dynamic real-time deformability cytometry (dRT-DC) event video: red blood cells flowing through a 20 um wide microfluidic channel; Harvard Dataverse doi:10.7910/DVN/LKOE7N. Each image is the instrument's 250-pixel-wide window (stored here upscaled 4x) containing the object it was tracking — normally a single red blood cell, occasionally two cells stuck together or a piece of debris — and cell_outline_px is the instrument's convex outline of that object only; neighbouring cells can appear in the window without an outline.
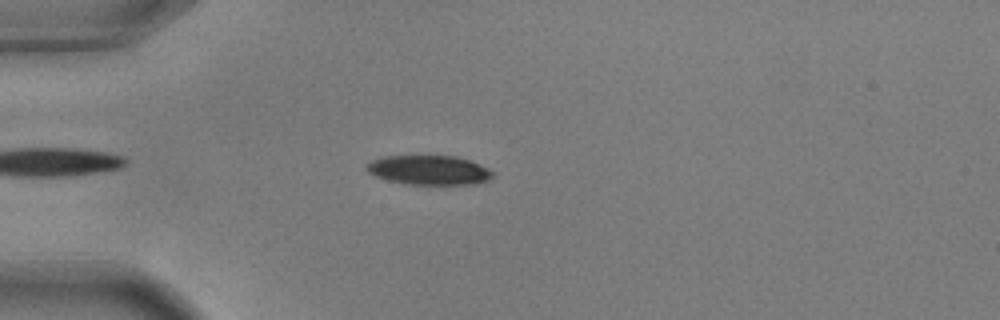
{"species": "common noctule bat (a hibernating species)", "species_latin": "Nyctalus noctula", "temperature_condition": "warm", "stored_images_in_passage": 39, "camera_frame_rate_fps": 3000, "um_per_image_px": 0.085, "animal": {"sex": "male", "body_mass_g": 17.9, "forearm_length_mm": 54.2}, "frame": {"image": 1, "passage_image": 4, "time_ms": 1.0, "image_size_px": [1000, 320], "cell_outline_px": [[496, 176], [492, 180], [476, 184], [404, 184], [388, 180], [376, 176], [368, 172], [364, 168], [364, 164], [372, 160], [384, 156], [456, 156], [480, 164], [488, 168]], "centroid_in_image_um": [36.48, 14.46], "position_along_channel_um": 48.5, "area_um2": 21.85}}
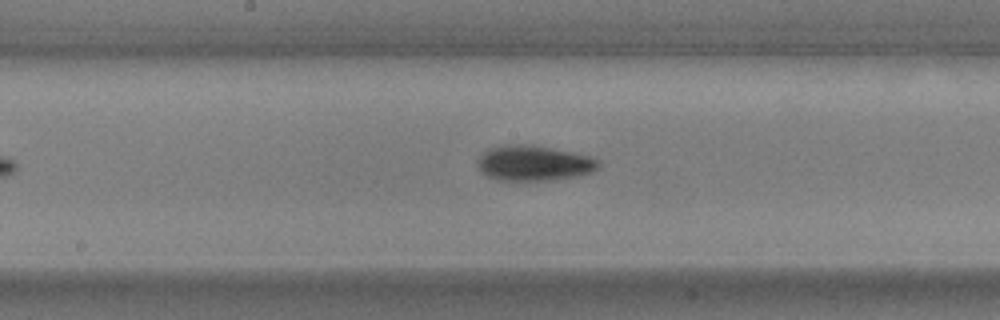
{"frame": {"image": 2, "passage_image": 18, "time_ms": 5.667, "image_size_px": [1000, 320], "cell_outline_px": [[600, 168], [592, 172], [580, 176], [552, 180], [496, 180], [480, 172], [476, 164], [476, 160], [488, 148], [504, 144], [532, 144], [592, 156], [600, 160]], "centroid_in_image_um": [45.39, 13.86], "position_along_channel_um": 202.8, "area_um2": 25.43}}
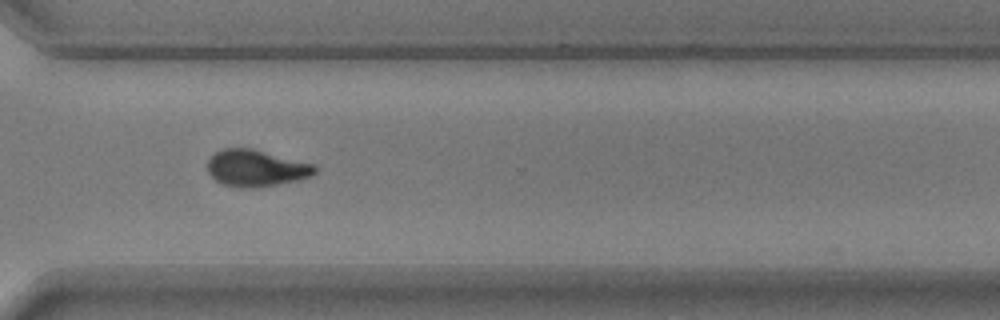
{"frame": {"image": 3, "passage_image": 30, "time_ms": 9.667, "image_size_px": [1000, 320], "cell_outline_px": [[316, 172], [312, 176], [300, 180], [256, 188], [240, 188], [224, 184], [216, 180], [208, 172], [208, 160], [220, 148], [252, 148], [316, 164]], "centroid_in_image_um": [21.8, 14.29], "position_along_channel_um": 348.8, "area_um2": 23.18}, "authors_computed_cell_mechanics": {"area_um2": 23.409, "velocity_mm_per_s": 3.659, "shape_relaxation_time_tau1_ms": 2.6676, "shape_relaxation_time_tau2_ms": 7.0934, "deformation_change_tau1": 0.1413, "deformation_change_tau2": 0.1283}}